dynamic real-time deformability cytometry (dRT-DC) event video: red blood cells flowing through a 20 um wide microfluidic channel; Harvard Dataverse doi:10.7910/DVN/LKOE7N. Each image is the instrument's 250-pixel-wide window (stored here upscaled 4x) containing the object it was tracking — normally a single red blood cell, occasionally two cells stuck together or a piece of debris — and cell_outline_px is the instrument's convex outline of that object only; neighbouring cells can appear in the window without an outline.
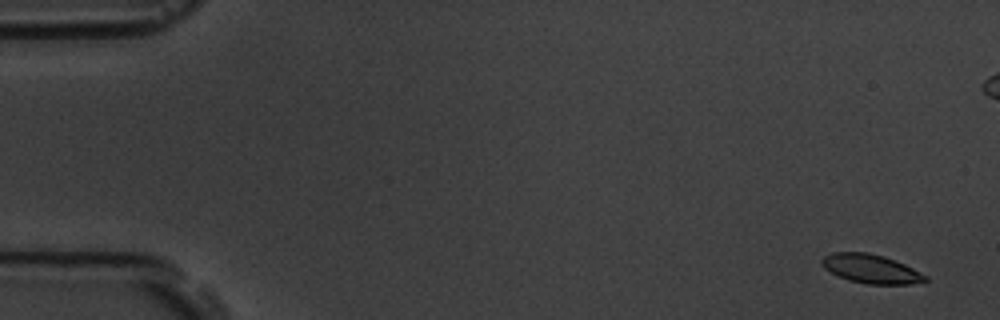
{"species": "common noctule bat (a hibernating species)", "species_latin": "Nyctalus noctula", "temperature_condition": "room temperature", "stored_images_in_passage": 17, "camera_frame_rate_fps": 3000, "um_per_image_px": 0.085, "animal": {"sex": "male", "body_mass_g": 19.5, "forearm_length_mm": 54.6}, "frame": {"image": 1, "passage_image": 1, "time_ms": 0.0, "image_size_px": [1000, 320], "cell_outline_px": [[928, 280], [908, 284], [868, 284], [848, 280], [824, 268], [820, 264], [820, 260], [824, 256], [832, 252], [868, 252], [884, 256], [904, 264], [928, 276]], "centroid_in_image_um": [74.01, 22.84], "position_along_channel_um": 11.0, "area_um2": 17.34}}
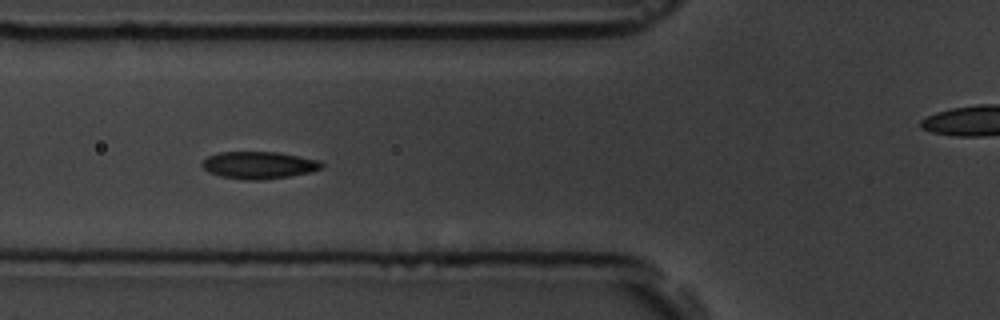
{"frame": {"image": 2, "passage_image": 6, "time_ms": 6.333, "image_size_px": [1000, 320], "cell_outline_px": [[324, 164], [320, 168], [308, 172], [288, 176], [260, 180], [248, 180], [220, 176], [208, 172], [200, 164], [208, 156], [220, 152], [276, 152], [320, 160]], "centroid_in_image_um": [21.97, 14.03], "position_along_channel_um": 103.8, "area_um2": 18.73}}
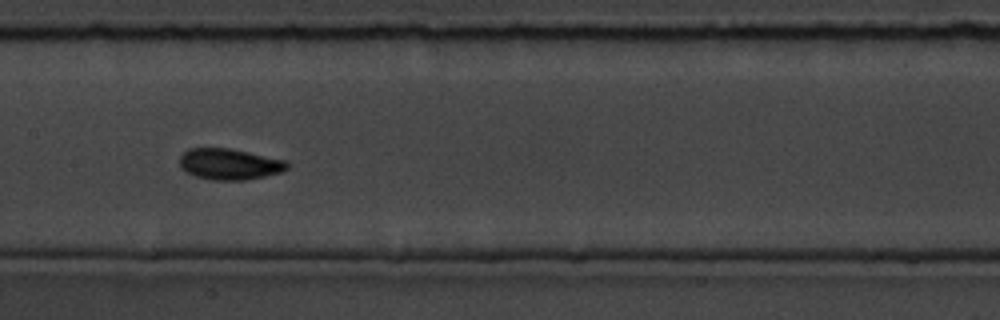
{"frame": {"image": 3, "passage_image": 8, "time_ms": 8.667, "image_size_px": [1000, 320], "cell_outline_px": [[288, 168], [280, 172], [264, 176], [244, 180], [212, 180], [196, 176], [180, 168], [180, 156], [188, 148], [228, 148], [288, 160]], "centroid_in_image_um": [19.5, 13.94], "position_along_channel_um": 187.9, "area_um2": 19.42}, "authors_computed_cell_mechanics": {"area_um2": 17.918, "velocity_mm_per_s": 3.6068, "shape_relaxation_time_tau1_ms": 1.036, "shape_relaxation_time_tau2_ms": null, "deformation_change_tau1": 0.0635, "deformation_change_tau2": null}}